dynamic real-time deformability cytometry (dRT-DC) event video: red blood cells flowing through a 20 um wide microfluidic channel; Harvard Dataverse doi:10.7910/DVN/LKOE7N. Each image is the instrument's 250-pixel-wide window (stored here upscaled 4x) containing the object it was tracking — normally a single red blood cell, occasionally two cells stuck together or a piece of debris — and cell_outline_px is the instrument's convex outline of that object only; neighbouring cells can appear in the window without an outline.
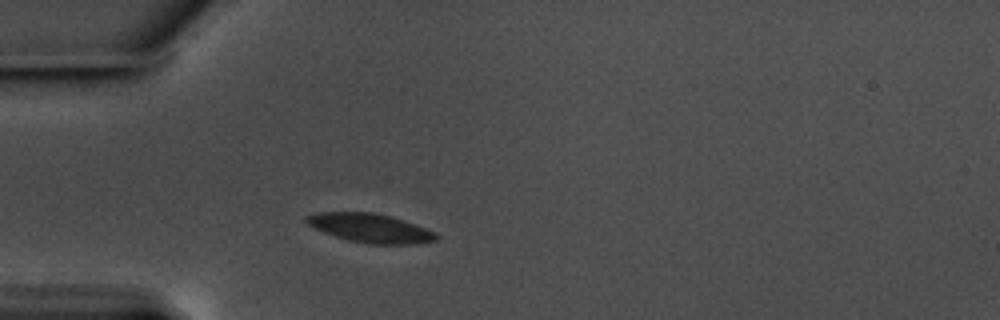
{"species": "common noctule bat (a hibernating species)", "species_latin": "Nyctalus noctula", "temperature_condition": "warm", "stored_images_in_passage": 4, "camera_frame_rate_fps": 3000, "um_per_image_px": 0.085, "animal": {"sex": "male", "body_mass_g": 17.5, "forearm_length_mm": 52.3}, "frame": {"image": 1, "passage_image": 1, "time_ms": 0.0, "image_size_px": [1000, 320], "cell_outline_px": [[440, 240], [412, 244], [368, 244], [348, 240], [324, 232], [308, 224], [304, 220], [308, 216], [320, 212], [372, 212], [404, 220], [436, 232], [440, 236]], "centroid_in_image_um": [31.53, 19.4], "position_along_channel_um": 53.5, "area_um2": 21.73}}